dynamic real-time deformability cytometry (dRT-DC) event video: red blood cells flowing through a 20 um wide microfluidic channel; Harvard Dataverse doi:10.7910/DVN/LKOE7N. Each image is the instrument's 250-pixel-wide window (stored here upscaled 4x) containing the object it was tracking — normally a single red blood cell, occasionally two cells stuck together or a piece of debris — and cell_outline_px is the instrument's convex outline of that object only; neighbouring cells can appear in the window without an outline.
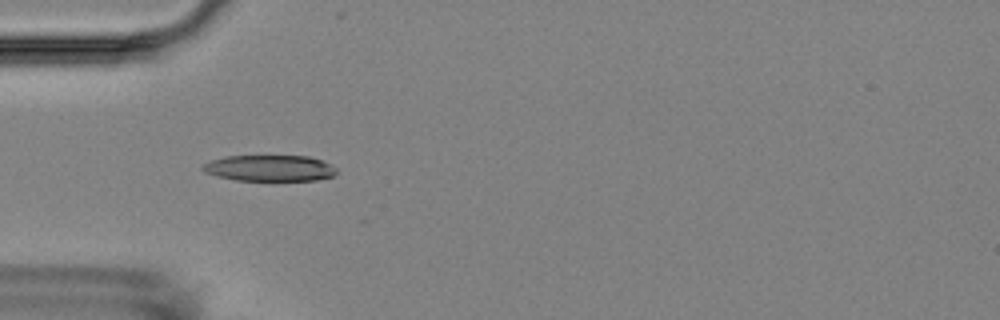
{"species": "Egyptian fruit bat (a non-hibernating species)", "species_latin": "Rousettus aegyptiacus", "temperature_condition": "room temperature", "stored_images_in_passage": 4, "camera_frame_rate_fps": 3000, "um_per_image_px": 0.085, "animal": {"sex": "female"}, "frame": {"image": 1, "passage_image": 1, "time_ms": 0.0, "image_size_px": [1000, 320], "cell_outline_px": [[336, 172], [332, 176], [316, 180], [236, 180], [216, 176], [204, 172], [200, 168], [204, 164], [212, 160], [224, 156], [308, 156], [320, 160], [336, 168]], "centroid_in_image_um": [22.87, 14.29], "position_along_channel_um": 62.1, "area_um2": 20.17}}
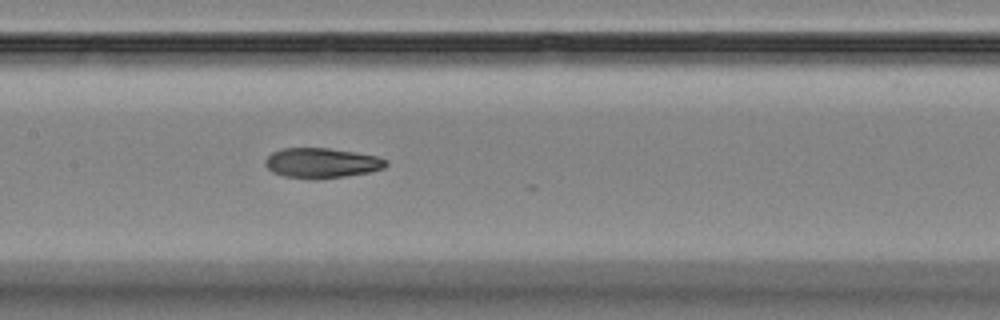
{"frame": {"image": 2, "passage_image": 4, "time_ms": 3.333, "image_size_px": [1000, 320], "cell_outline_px": [[388, 164], [384, 168], [368, 172], [344, 176], [316, 180], [308, 180], [284, 176], [272, 172], [264, 164], [264, 160], [272, 152], [284, 148], [328, 148], [376, 156], [388, 160]], "centroid_in_image_um": [27.3, 13.87], "position_along_channel_um": 180.1, "area_um2": 21.21}}